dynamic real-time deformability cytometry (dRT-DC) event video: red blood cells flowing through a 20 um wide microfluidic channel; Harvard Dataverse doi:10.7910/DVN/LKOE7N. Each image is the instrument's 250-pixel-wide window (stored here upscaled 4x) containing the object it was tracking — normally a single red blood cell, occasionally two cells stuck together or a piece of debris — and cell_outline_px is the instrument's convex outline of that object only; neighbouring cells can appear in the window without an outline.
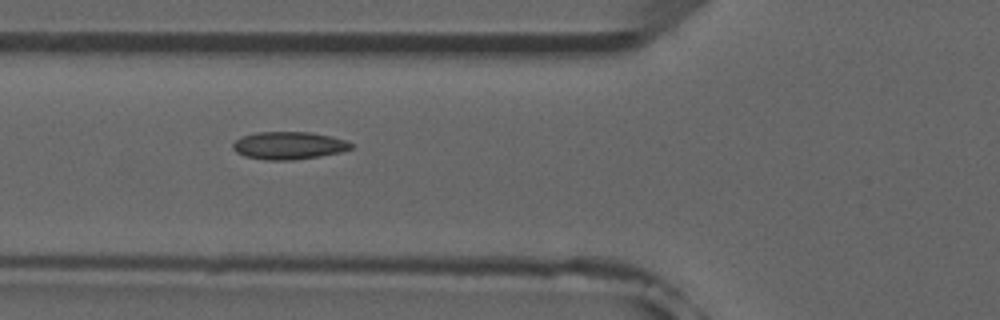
{"species": "common noctule bat (a hibernating species)", "species_latin": "Nyctalus noctula", "temperature_condition": "room temperature", "stored_images_in_passage": 7, "camera_frame_rate_fps": 3000, "um_per_image_px": 0.085, "animal": {"sex": "male", "forearm_length_mm": 52.5}, "frame": {"image": 1, "passage_image": 5, "time_ms": 4.667, "image_size_px": [1000, 320], "cell_outline_px": [[352, 148], [340, 152], [320, 156], [292, 160], [264, 160], [244, 156], [236, 152], [232, 148], [232, 144], [236, 140], [244, 136], [256, 132], [308, 132], [332, 136], [348, 140], [352, 144]], "centroid_in_image_um": [24.55, 12.37], "position_along_channel_um": 101.3, "area_um2": 19.07}}
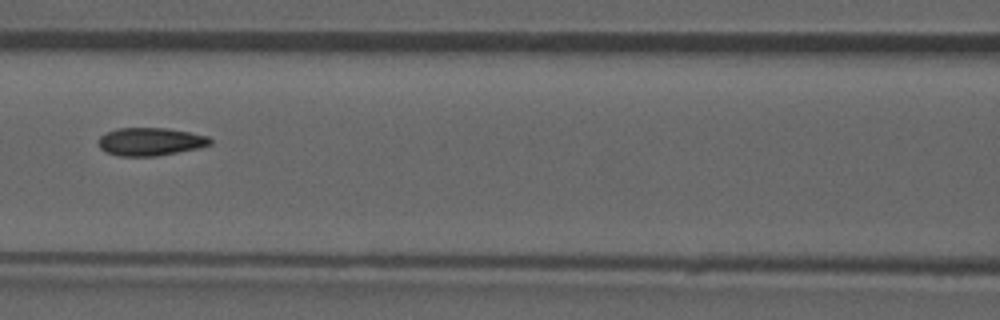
{"frame": {"image": 2, "passage_image": 6, "time_ms": 6.0, "image_size_px": [1000, 320], "cell_outline_px": [[212, 144], [200, 148], [156, 156], [120, 156], [104, 152], [100, 148], [100, 136], [116, 128], [168, 128], [208, 136], [212, 140]], "centroid_in_image_um": [12.8, 12.04], "position_along_channel_um": 153.8, "area_um2": 18.21}}